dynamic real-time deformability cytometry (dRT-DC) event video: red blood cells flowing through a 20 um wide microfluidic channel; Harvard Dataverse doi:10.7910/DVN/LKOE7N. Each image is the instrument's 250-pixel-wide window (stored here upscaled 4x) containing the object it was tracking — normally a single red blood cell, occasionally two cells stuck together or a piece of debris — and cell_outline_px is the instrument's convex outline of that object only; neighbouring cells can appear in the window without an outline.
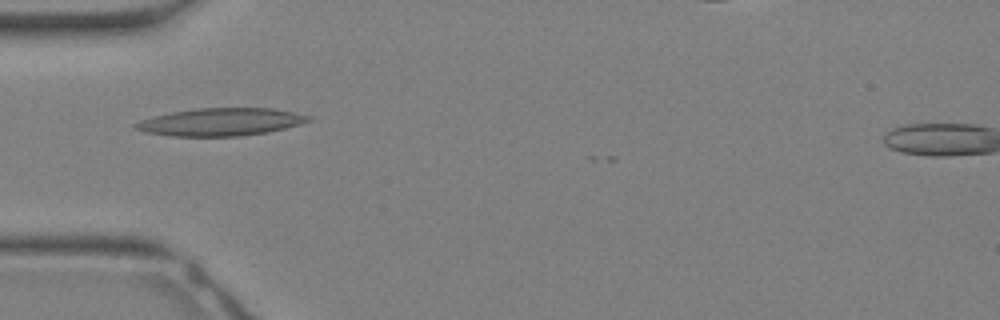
{"species": "Egyptian fruit bat (a non-hibernating species)", "species_latin": "Rousettus aegyptiacus", "temperature_condition": "warm", "stored_images_in_passage": 27, "camera_frame_rate_fps": 3000, "um_per_image_px": 0.085, "animal": {"sex": "female"}, "frame": {"image": 1, "passage_image": 6, "time_ms": 1.667, "image_size_px": [1000, 320], "cell_outline_px": [[312, 120], [300, 124], [268, 132], [240, 136], [172, 136], [144, 132], [132, 128], [132, 124], [140, 120], [152, 116], [172, 112], [196, 108], [272, 108], [312, 116]], "centroid_in_image_um": [18.72, 10.36], "position_along_channel_um": 66.3, "area_um2": 27.98}}
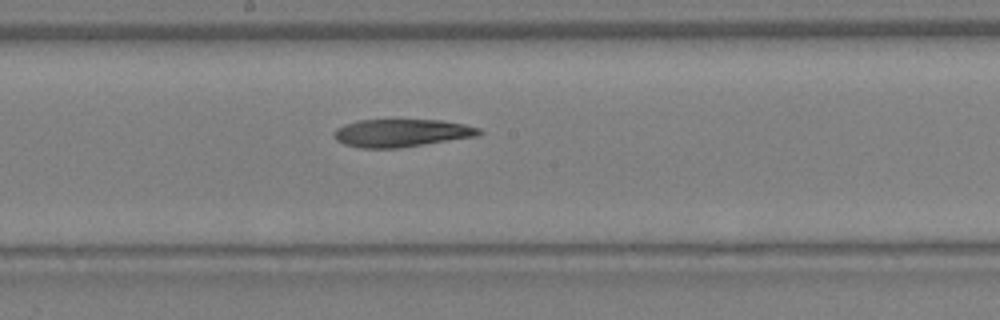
{"frame": {"image": 2, "passage_image": 13, "time_ms": 4.0, "image_size_px": [1000, 320], "cell_outline_px": [[484, 132], [476, 136], [424, 144], [396, 148], [360, 148], [344, 144], [336, 140], [332, 136], [336, 128], [344, 124], [356, 120], [440, 120], [464, 124], [480, 128]], "centroid_in_image_um": [34.08, 11.3], "position_along_channel_um": 214.1, "area_um2": 23.47}}
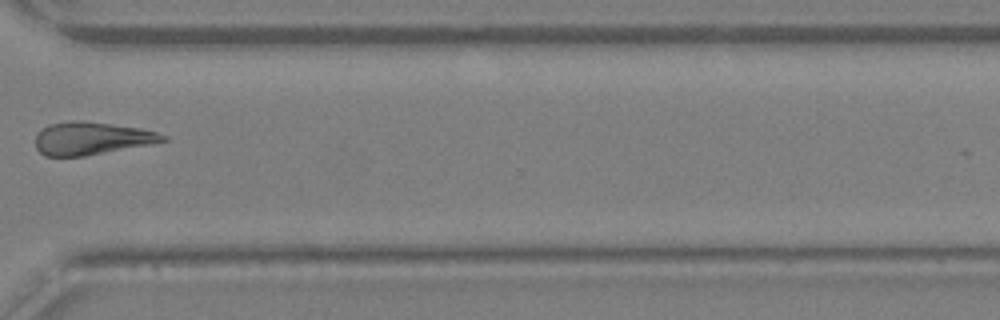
{"frame": {"image": 3, "passage_image": 20, "time_ms": 6.333, "image_size_px": [1000, 320], "cell_outline_px": [[168, 140], [148, 144], [84, 156], [44, 156], [36, 148], [36, 136], [48, 124], [68, 120], [80, 120], [140, 128], [156, 132], [168, 136]], "centroid_in_image_um": [7.75, 11.75], "position_along_channel_um": 362.8, "area_um2": 24.04}}